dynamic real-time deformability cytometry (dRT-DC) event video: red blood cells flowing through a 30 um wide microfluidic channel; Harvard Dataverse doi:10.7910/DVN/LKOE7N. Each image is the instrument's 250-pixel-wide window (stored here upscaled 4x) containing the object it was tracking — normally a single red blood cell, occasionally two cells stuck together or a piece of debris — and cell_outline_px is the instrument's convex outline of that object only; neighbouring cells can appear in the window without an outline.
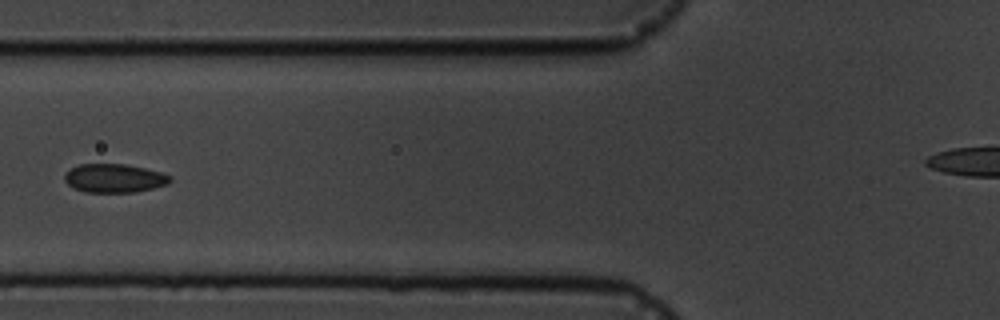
{"species": "common noctule bat (a hibernating species)", "species_latin": "Nyctalus noctula", "temperature_condition": "cold", "stored_images_in_passage": 5, "camera_frame_rate_fps": 3000, "um_per_image_px": 0.085, "animal": {"sex": "male", "body_mass_g": 19.5, "forearm_length_mm": 54.6}, "frame": {"image": 1, "passage_image": 5, "time_ms": 5.333, "image_size_px": [1000, 320], "cell_outline_px": [[172, 180], [168, 184], [136, 192], [84, 192], [68, 184], [64, 180], [64, 176], [72, 168], [80, 164], [124, 164], [144, 168], [160, 172], [172, 176]], "centroid_in_image_um": [9.74, 15.15], "position_along_channel_um": 116.1, "area_um2": 17.46}}